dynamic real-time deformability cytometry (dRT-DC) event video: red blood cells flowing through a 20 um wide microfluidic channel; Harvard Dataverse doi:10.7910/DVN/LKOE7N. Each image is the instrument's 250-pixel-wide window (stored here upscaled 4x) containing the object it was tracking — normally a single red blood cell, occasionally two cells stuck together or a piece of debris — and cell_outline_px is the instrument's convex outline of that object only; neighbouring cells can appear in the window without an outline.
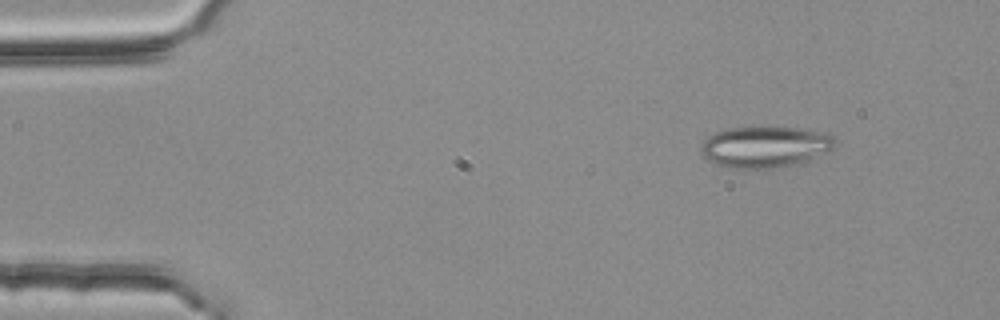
{"species": "common noctule bat (a hibernating species)", "species_latin": "Nyctalus noctula", "temperature_condition": "room temperature", "stored_images_in_passage": 4, "segment_of_instrument_passage": [1, 2], "camera_frame_rate_fps": 3000, "um_per_image_px": 0.085, "animal": {"sex": "female", "body_mass_g": 25.1}, "frame": {"image": 1, "passage_image": 1, "time_ms": 0.0, "image_size_px": [1000, 320], "cell_outline_px": [[836, 148], [804, 160], [780, 168], [732, 168], [716, 164], [708, 160], [700, 152], [700, 148], [704, 140], [716, 132], [728, 128], [800, 128], [824, 132], [832, 136], [836, 140]], "centroid_in_image_um": [65.02, 12.48], "position_along_channel_um": 20.0, "area_um2": 31.79}}